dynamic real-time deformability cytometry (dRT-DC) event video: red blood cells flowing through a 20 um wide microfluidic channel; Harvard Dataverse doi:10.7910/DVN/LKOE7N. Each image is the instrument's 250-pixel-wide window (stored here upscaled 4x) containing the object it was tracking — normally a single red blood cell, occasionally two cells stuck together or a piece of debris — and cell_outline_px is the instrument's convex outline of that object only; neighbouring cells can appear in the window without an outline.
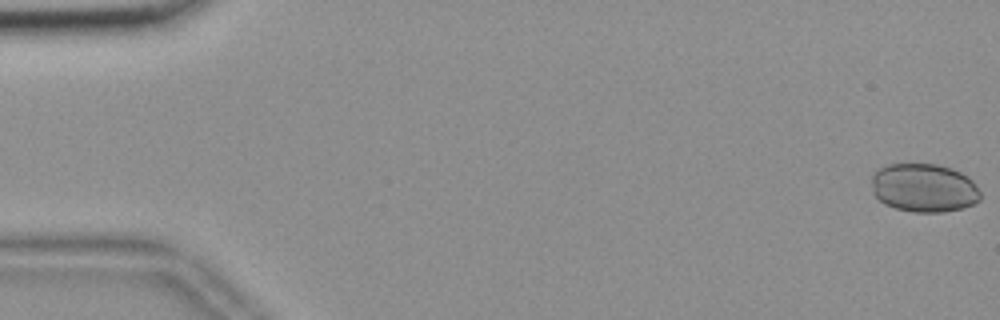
{"species": "common noctule bat (a hibernating species)", "species_latin": "Nyctalus noctula", "temperature_condition": "room temperature", "stored_images_in_passage": 11, "camera_frame_rate_fps": 3000, "um_per_image_px": 0.085, "animal": {"sex": "female", "body_mass_g": 18.4}, "frame": {"image": 1, "passage_image": 1, "time_ms": 0.0, "image_size_px": [1000, 320], "cell_outline_px": [[980, 200], [964, 208], [944, 212], [912, 212], [896, 208], [884, 204], [872, 192], [872, 172], [888, 164], [936, 164], [952, 168], [968, 176], [972, 180], [980, 192]], "centroid_in_image_um": [78.53, 15.97], "position_along_channel_um": 6.5, "area_um2": 30.98}}